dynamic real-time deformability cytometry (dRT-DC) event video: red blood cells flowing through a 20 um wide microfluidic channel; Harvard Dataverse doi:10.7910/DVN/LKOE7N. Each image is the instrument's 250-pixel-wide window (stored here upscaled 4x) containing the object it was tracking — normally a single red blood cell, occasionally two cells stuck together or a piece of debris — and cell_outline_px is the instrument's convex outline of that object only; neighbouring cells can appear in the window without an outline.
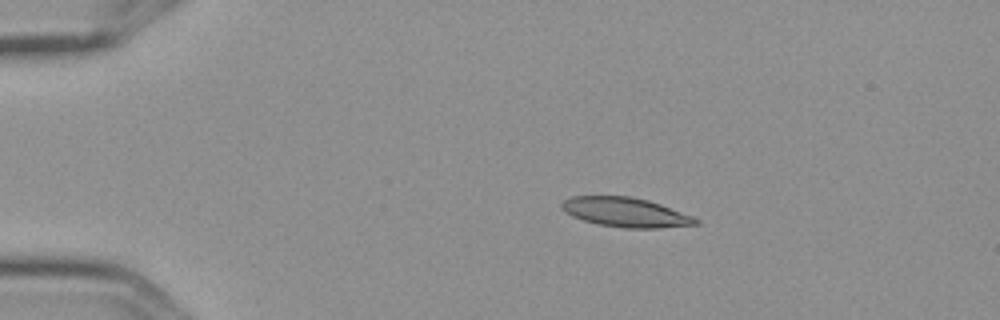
{"species": "Egyptian fruit bat (a non-hibernating species)", "species_latin": "Rousettus aegyptiacus", "temperature_condition": "cold", "stored_images_in_passage": 8, "camera_frame_rate_fps": 3000, "um_per_image_px": 0.085, "frame": {"image": 1, "passage_image": 1, "time_ms": 0.0, "image_size_px": [1000, 320], "cell_outline_px": [[700, 224], [656, 228], [624, 228], [600, 224], [584, 220], [572, 216], [564, 212], [560, 208], [560, 204], [564, 200], [572, 196], [628, 196], [648, 200], [660, 204], [692, 216], [700, 220]], "centroid_in_image_um": [53.15, 18.04], "position_along_channel_um": 31.8, "area_um2": 22.89}}
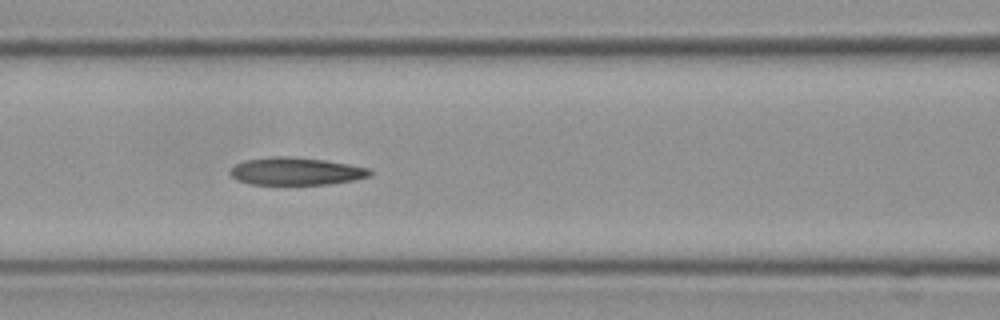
{"frame": {"image": 2, "passage_image": 5, "time_ms": 1.333, "image_size_px": [1000, 320], "cell_outline_px": [[372, 172], [368, 176], [352, 180], [328, 184], [248, 184], [236, 180], [228, 172], [236, 164], [244, 160], [272, 156], [288, 156], [324, 160], [372, 168]], "centroid_in_image_um": [25.13, 14.55], "position_along_channel_um": 141.5, "area_um2": 22.43}}
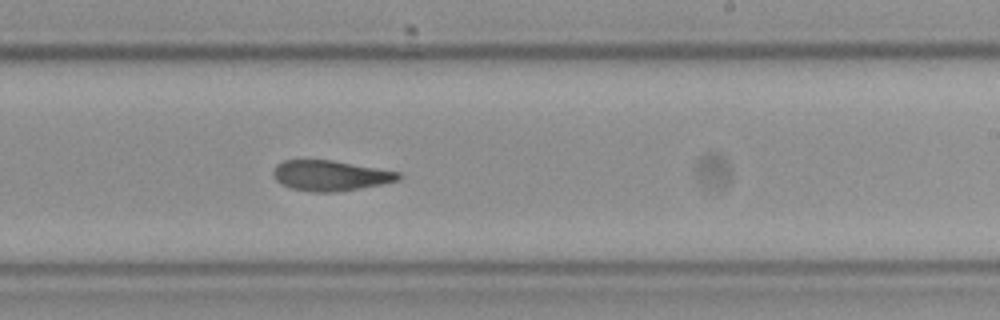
{"frame": {"image": 3, "passage_image": 8, "time_ms": 2.333, "image_size_px": [1000, 320], "cell_outline_px": [[404, 176], [400, 180], [380, 184], [336, 192], [312, 192], [292, 188], [280, 184], [276, 180], [272, 172], [276, 164], [284, 160], [332, 160], [400, 172]], "centroid_in_image_um": [28.07, 14.92], "position_along_channel_um": 260.9, "area_um2": 22.14}}